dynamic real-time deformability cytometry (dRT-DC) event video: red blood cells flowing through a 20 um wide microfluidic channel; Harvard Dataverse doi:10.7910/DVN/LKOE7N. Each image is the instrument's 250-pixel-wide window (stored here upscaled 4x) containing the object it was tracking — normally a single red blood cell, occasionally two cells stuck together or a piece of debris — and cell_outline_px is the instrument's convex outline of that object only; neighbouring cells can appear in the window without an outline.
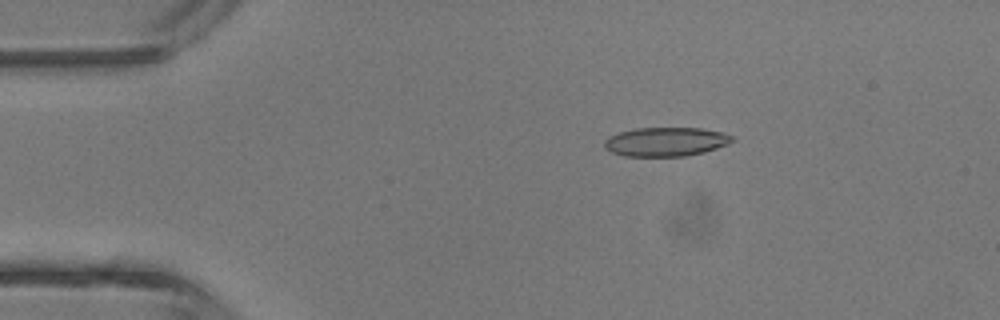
{"species": "common noctule bat (a hibernating species)", "species_latin": "Nyctalus noctula", "temperature_condition": "room temperature", "stored_images_in_passage": 5, "camera_frame_rate_fps": 3000, "um_per_image_px": 0.085, "animal": {"sex": "male", "body_mass_g": 13.3}, "frame": {"image": 1, "passage_image": 3, "time_ms": 2.333, "image_size_px": [1000, 320], "cell_outline_px": [[732, 140], [728, 144], [704, 152], [684, 156], [624, 156], [612, 152], [604, 148], [604, 140], [608, 136], [620, 132], [636, 128], [700, 128], [720, 132], [732, 136]], "centroid_in_image_um": [56.54, 12.05], "position_along_channel_um": 28.5, "area_um2": 21.44}}
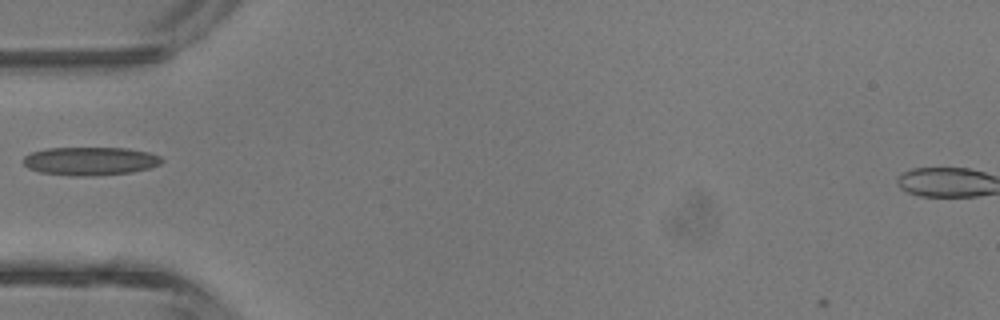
{"frame": {"image": 2, "passage_image": 5, "time_ms": 4.667, "image_size_px": [1000, 320], "cell_outline_px": [[164, 160], [160, 164], [152, 168], [132, 172], [88, 176], [72, 176], [40, 172], [28, 168], [24, 164], [24, 156], [32, 152], [48, 148], [124, 148], [148, 152], [160, 156]], "centroid_in_image_um": [7.69, 13.69], "position_along_channel_um": 77.3, "area_um2": 22.83}}